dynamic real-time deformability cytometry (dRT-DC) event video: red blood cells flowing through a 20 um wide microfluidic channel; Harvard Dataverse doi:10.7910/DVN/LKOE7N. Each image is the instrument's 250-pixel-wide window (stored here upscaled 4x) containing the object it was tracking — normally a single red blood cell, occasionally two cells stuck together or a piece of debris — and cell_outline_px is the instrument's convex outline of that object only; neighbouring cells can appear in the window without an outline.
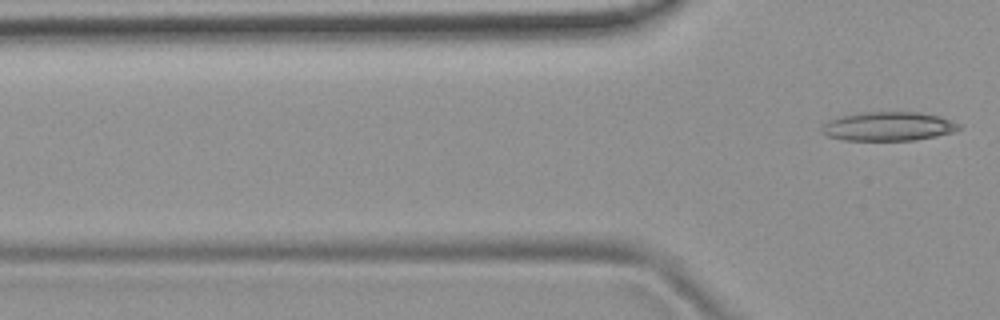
{"species": "common noctule bat (a hibernating species)", "species_latin": "Nyctalus noctula", "temperature_condition": "room temperature", "stored_images_in_passage": 4, "camera_frame_rate_fps": 3000, "um_per_image_px": 0.085, "animal": {"sex": "female", "body_mass_g": 19.9}, "frame": {"image": 1, "passage_image": 4, "time_ms": 4.333, "image_size_px": [1000, 320], "cell_outline_px": [[964, 128], [952, 132], [936, 136], [916, 140], [844, 140], [828, 136], [820, 132], [820, 128], [828, 120], [840, 116], [856, 112], [920, 112], [940, 116], [952, 120], [960, 124]], "centroid_in_image_um": [75.51, 10.73], "position_along_channel_um": 50.3, "area_um2": 23.47}}